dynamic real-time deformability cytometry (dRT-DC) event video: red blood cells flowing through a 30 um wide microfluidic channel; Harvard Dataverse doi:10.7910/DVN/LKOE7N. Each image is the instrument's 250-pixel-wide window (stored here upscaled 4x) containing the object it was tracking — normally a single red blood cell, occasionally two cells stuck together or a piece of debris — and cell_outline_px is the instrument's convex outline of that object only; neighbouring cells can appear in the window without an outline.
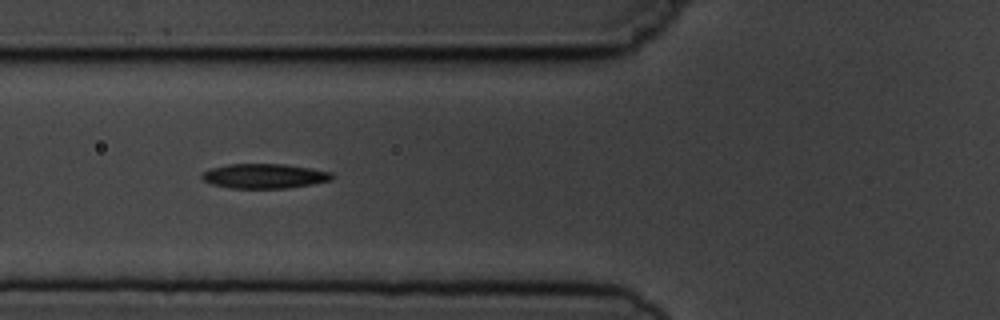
{"species": "common noctule bat (a hibernating species)", "species_latin": "Nyctalus noctula", "temperature_condition": "cold", "stored_images_in_passage": 6, "camera_frame_rate_fps": 3000, "um_per_image_px": 0.085, "animal": {"sex": "male", "body_mass_g": 19.5, "forearm_length_mm": 54.6}, "frame": {"image": 1, "passage_image": 6, "time_ms": 5.667, "image_size_px": [1000, 320], "cell_outline_px": [[332, 180], [312, 184], [288, 188], [232, 188], [212, 184], [204, 180], [200, 176], [204, 172], [212, 168], [228, 164], [284, 164], [312, 168], [332, 172]], "centroid_in_image_um": [22.5, 14.96], "position_along_channel_um": 103.3, "area_um2": 18.61}}